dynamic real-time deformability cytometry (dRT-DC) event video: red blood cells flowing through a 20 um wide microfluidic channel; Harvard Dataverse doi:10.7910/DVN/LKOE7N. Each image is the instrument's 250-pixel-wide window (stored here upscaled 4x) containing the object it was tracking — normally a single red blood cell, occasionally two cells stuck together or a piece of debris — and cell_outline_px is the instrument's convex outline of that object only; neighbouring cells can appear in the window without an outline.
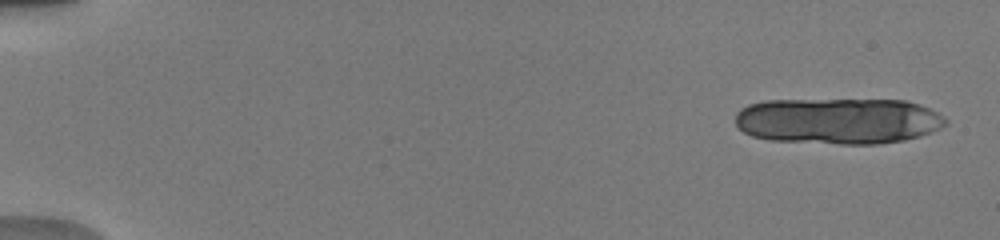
{"species": "human", "species_latin": "Homo sapiens", "temperature_condition": "warm", "stored_images_in_passage": 46, "camera_frame_rate_fps": 3000, "um_per_image_px": 0.085, "donor": {"sex": "male"}, "frame": {"image": 1, "passage_image": 2, "time_ms": 0.333, "image_size_px": [1000, 240], "cell_outline_px": [[948, 124], [932, 132], [920, 136], [904, 140], [876, 144], [840, 144], [768, 140], [752, 136], [736, 128], [736, 112], [740, 108], [748, 104], [764, 100], [904, 100], [928, 108], [944, 116], [948, 120]], "centroid_in_image_um": [71.22, 10.28], "position_along_channel_um": 13.8, "area_um2": 56.99}}
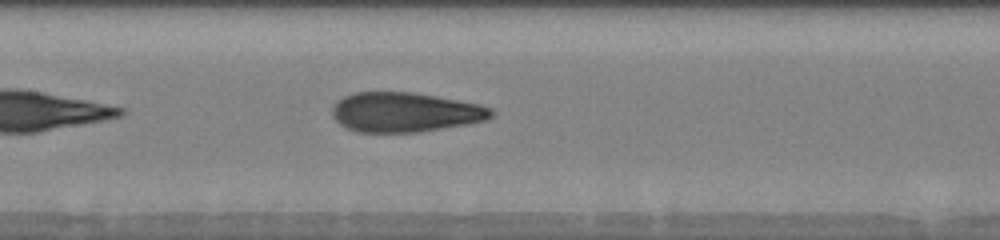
{"frame": {"image": 2, "passage_image": 23, "time_ms": 8.667, "image_size_px": [1000, 240], "cell_outline_px": [[496, 112], [492, 116], [484, 120], [464, 124], [416, 132], [360, 132], [348, 128], [340, 124], [332, 116], [332, 108], [336, 100], [352, 92], [412, 92], [436, 96], [480, 104], [492, 108]], "centroid_in_image_um": [34.4, 9.52], "position_along_channel_um": 173.0, "area_um2": 36.59}}
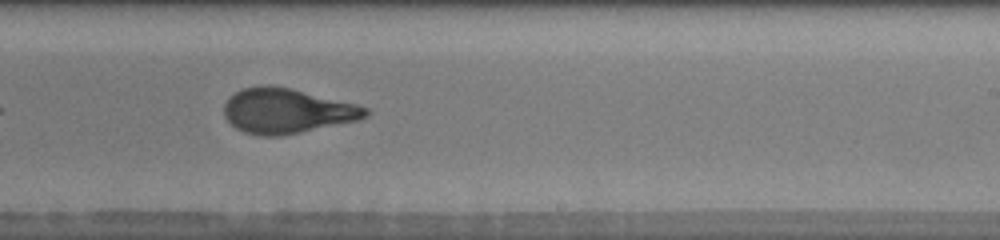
{"frame": {"image": 3, "passage_image": 30, "time_ms": 11.0, "image_size_px": [1000, 240], "cell_outline_px": [[368, 116], [360, 120], [280, 136], [260, 136], [244, 132], [236, 128], [224, 116], [224, 104], [236, 92], [244, 88], [260, 84], [268, 84], [292, 88], [356, 104], [368, 108]], "centroid_in_image_um": [24.39, 9.42], "position_along_channel_um": 264.6, "area_um2": 37.05}, "authors_computed_cell_mechanics": {"area_um2": 37.57, "velocity_mm_per_s": 3.9416, "shape_relaxation_time_tau1_ms": 6.8014, "shape_relaxation_time_tau2_ms": 0.9506, "deformation_change_tau1": 0.2684, "deformation_change_tau2": 0.09}}